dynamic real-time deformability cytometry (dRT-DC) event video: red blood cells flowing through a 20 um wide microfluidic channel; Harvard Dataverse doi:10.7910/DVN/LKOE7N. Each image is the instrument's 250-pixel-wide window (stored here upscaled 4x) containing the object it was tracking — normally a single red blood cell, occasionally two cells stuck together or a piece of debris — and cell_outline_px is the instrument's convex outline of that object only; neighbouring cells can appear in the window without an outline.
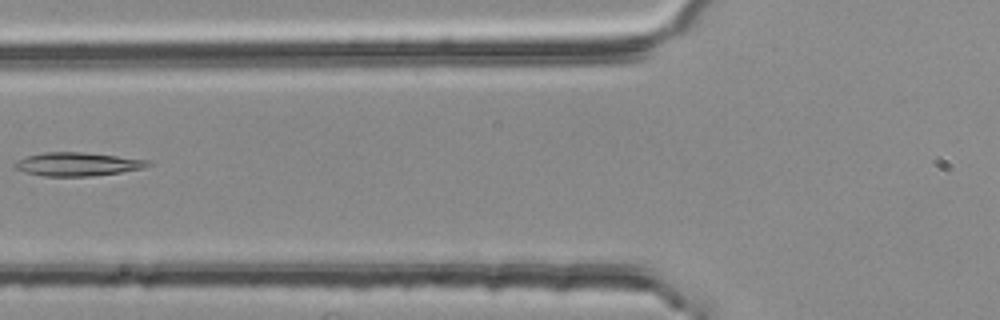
{"species": "common noctule bat (a hibernating species)", "species_latin": "Nyctalus noctula", "temperature_condition": "room temperature", "stored_images_in_passage": 5, "segment_of_instrument_passage": [2, 2], "camera_frame_rate_fps": 3000, "um_per_image_px": 0.085, "animal": {"sex": "female", "body_mass_g": 25.1}, "frame": {"image": 1, "passage_image": 5, "time_ms": 1.333, "image_size_px": [1000, 320], "cell_outline_px": [[152, 164], [144, 168], [120, 172], [88, 176], [44, 176], [24, 172], [12, 168], [12, 164], [16, 160], [28, 156], [44, 152], [84, 152], [152, 160]], "centroid_in_image_um": [6.57, 13.95], "position_along_channel_um": 119.2, "area_um2": 18.38}}